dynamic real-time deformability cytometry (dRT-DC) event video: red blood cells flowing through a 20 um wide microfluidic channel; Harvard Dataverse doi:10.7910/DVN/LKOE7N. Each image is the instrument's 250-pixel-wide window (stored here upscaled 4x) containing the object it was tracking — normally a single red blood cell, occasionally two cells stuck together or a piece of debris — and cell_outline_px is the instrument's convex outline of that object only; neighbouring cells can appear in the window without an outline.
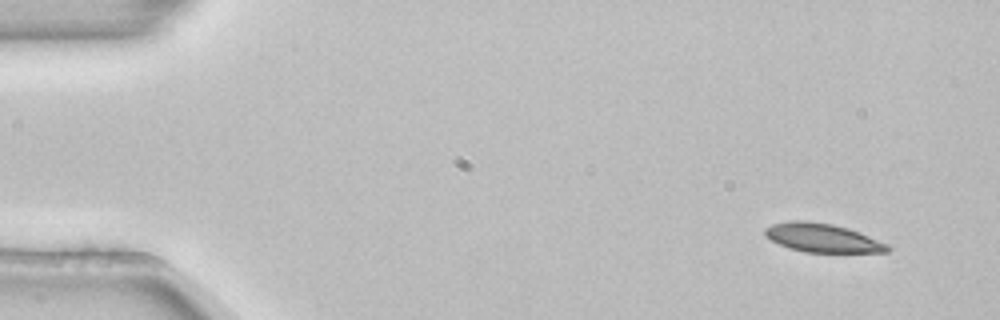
{"species": "common noctule bat (a hibernating species)", "species_latin": "Nyctalus noctula", "temperature_condition": "room temperature", "stored_images_in_passage": 4, "camera_frame_rate_fps": 3000, "um_per_image_px": 0.085, "animal": {"sex": "female", "body_mass_g": 22.7, "forearm_length_mm": 54.2}, "frame": {"image": 1, "passage_image": 1, "time_ms": 0.0, "image_size_px": [1000, 320], "cell_outline_px": [[892, 248], [888, 252], [804, 252], [788, 248], [764, 236], [764, 228], [772, 224], [792, 220], [804, 220], [832, 224], [848, 228], [888, 244]], "centroid_in_image_um": [69.88, 20.22], "position_along_channel_um": 15.1, "area_um2": 20.46}}